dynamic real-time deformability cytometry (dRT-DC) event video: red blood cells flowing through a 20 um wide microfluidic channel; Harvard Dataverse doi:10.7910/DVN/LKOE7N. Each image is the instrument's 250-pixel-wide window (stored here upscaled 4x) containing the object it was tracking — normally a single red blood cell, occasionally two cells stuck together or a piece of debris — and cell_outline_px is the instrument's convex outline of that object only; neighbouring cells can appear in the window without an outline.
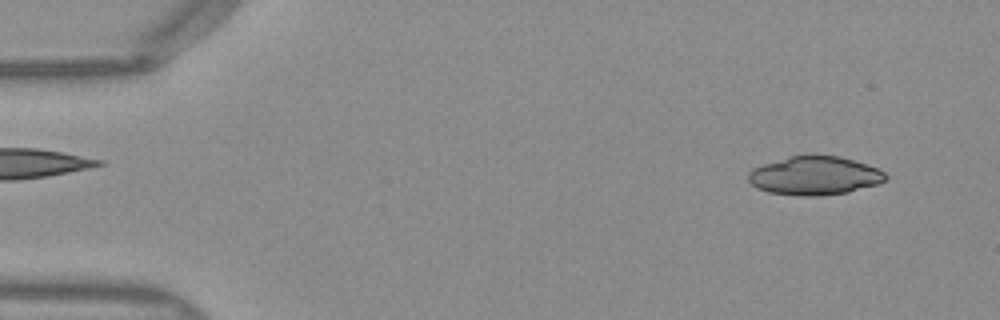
{"species": "Egyptian fruit bat (a non-hibernating species)", "species_latin": "Rousettus aegyptiacus", "temperature_condition": "warm", "stored_images_in_passage": 49, "camera_frame_rate_fps": 3000, "um_per_image_px": 0.085, "frame": {"image": 1, "passage_image": 3, "time_ms": 0.667, "image_size_px": [1000, 320], "cell_outline_px": [[888, 176], [880, 184], [848, 192], [820, 196], [800, 196], [768, 192], [752, 184], [748, 180], [748, 172], [752, 168], [764, 164], [804, 152], [808, 152], [840, 156], [868, 164], [880, 168]], "centroid_in_image_um": [69.28, 14.9], "position_along_channel_um": 15.7, "area_um2": 31.62}}
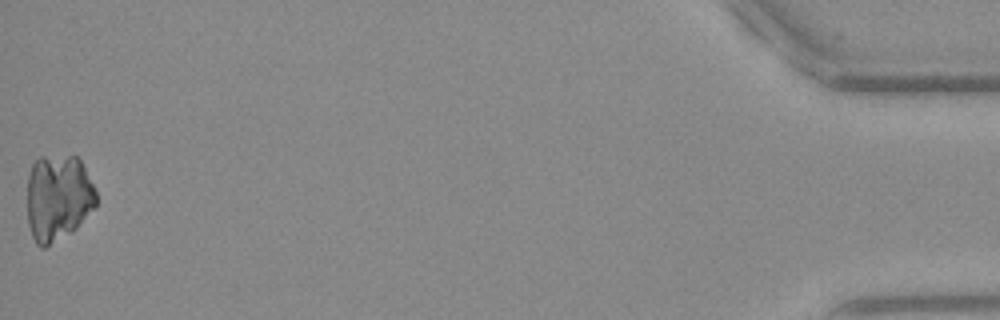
{"frame": {"image": 2, "passage_image": 49, "time_ms": 16.0, "image_size_px": [1000, 320], "cell_outline_px": [[96, 204], [76, 228], [44, 248], [40, 248], [36, 244], [32, 236], [28, 224], [28, 172], [32, 164], [40, 156], [76, 156], [80, 160], [96, 192]], "centroid_in_image_um": [4.9, 16.79], "position_along_channel_um": 430.3, "area_um2": 34.51}}